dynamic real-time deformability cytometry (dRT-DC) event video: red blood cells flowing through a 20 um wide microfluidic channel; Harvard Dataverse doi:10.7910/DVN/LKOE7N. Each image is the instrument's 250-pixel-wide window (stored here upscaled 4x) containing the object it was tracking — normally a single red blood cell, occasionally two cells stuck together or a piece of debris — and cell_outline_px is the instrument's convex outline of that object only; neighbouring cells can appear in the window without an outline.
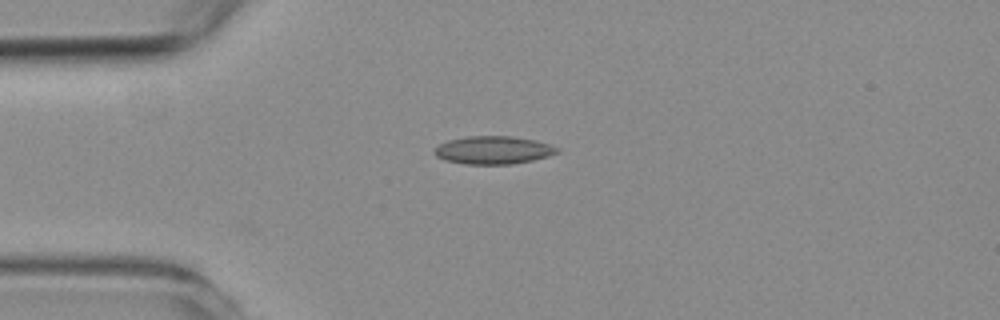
{"species": "common noctule bat (a hibernating species)", "species_latin": "Nyctalus noctula", "temperature_condition": "room temperature", "stored_images_in_passage": 35, "camera_frame_rate_fps": 3000, "um_per_image_px": 0.085, "animal": {"sex": "female", "body_mass_g": 19.3, "forearm_length_mm": 54.1}, "frame": {"image": 1, "passage_image": 1, "time_ms": 0.0, "image_size_px": [1000, 320], "cell_outline_px": [[560, 152], [548, 156], [532, 160], [512, 164], [464, 164], [444, 160], [436, 156], [432, 152], [440, 144], [448, 140], [468, 136], [512, 136], [536, 140], [560, 148]], "centroid_in_image_um": [41.93, 12.76], "position_along_channel_um": 43.1, "area_um2": 20.06}}
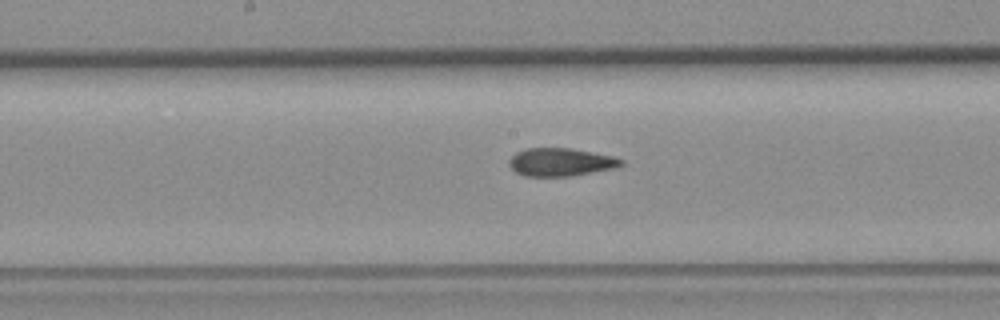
{"frame": {"image": 2, "passage_image": 15, "time_ms": 4.667, "image_size_px": [1000, 320], "cell_outline_px": [[624, 164], [616, 168], [572, 176], [524, 176], [516, 172], [508, 164], [508, 160], [516, 152], [528, 148], [568, 148], [612, 156], [624, 160]], "centroid_in_image_um": [47.66, 13.79], "position_along_channel_um": 200.5, "area_um2": 18.26}}
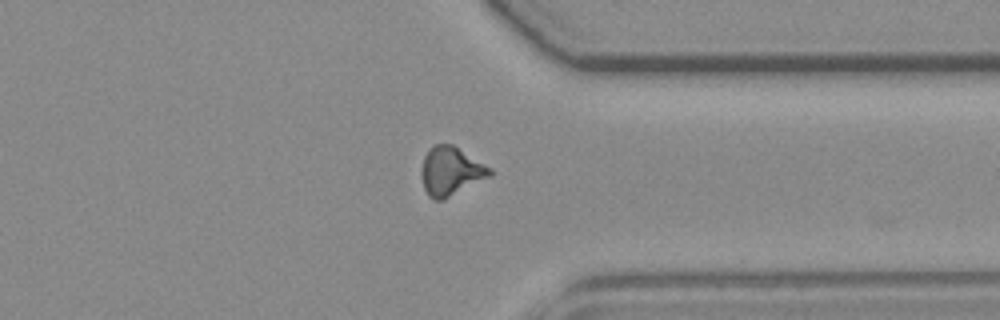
{"frame": {"image": 3, "passage_image": 29, "time_ms": 9.333, "image_size_px": [1000, 320], "cell_outline_px": [[492, 176], [444, 200], [436, 200], [428, 196], [424, 188], [420, 176], [420, 168], [424, 156], [432, 144], [452, 144], [492, 168]], "centroid_in_image_um": [38.3, 14.56], "position_along_channel_um": 373.1, "area_um2": 19.77}, "authors_computed_cell_mechanics": {"area_um2": 18.3804, "velocity_mm_per_s": 3.7806, "shape_relaxation_time_tau1_ms": null, "shape_relaxation_time_tau2_ms": 2.6513, "deformation_change_tau1": null, "deformation_change_tau2": 0.1004}}